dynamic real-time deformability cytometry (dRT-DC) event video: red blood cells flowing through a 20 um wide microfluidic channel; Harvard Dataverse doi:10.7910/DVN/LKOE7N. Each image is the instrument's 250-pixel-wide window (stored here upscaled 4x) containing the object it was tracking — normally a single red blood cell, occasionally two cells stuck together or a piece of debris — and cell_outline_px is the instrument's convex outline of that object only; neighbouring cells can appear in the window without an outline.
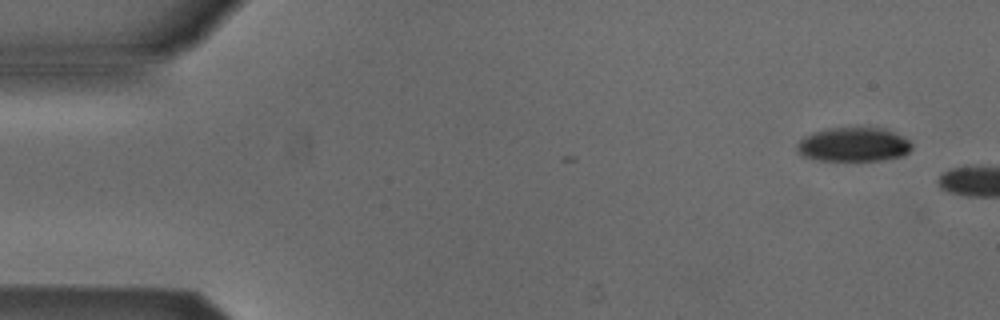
{"species": "Egyptian fruit bat (a non-hibernating species)", "species_latin": "Rousettus aegyptiacus", "temperature_condition": "cold", "stored_images_in_passage": 2, "camera_frame_rate_fps": 3000, "um_per_image_px": 0.085, "animal": {"sex": "male"}, "frame": {"image": 1, "passage_image": 1, "time_ms": 0.0, "image_size_px": [1000, 320], "cell_outline_px": [[912, 148], [904, 156], [880, 160], [816, 160], [804, 156], [796, 148], [796, 144], [804, 136], [812, 132], [824, 128], [888, 128], [908, 140], [912, 144]], "centroid_in_image_um": [72.55, 12.27], "position_along_channel_um": 12.4, "area_um2": 22.89}}